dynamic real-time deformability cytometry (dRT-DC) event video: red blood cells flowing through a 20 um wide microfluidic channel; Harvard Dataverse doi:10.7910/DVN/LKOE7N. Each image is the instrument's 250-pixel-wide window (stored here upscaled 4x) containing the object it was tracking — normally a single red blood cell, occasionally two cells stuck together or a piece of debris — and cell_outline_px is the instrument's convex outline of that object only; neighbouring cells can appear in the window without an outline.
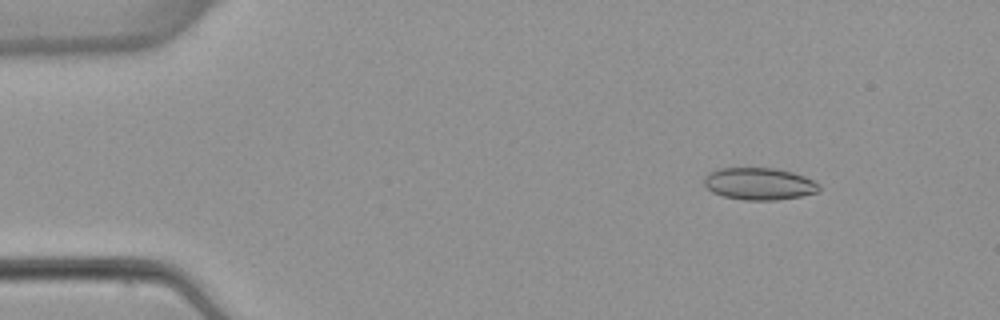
{"species": "common noctule bat (a hibernating species)", "species_latin": "Nyctalus noctula", "temperature_condition": "warm", "stored_images_in_passage": 5, "camera_frame_rate_fps": 3000, "um_per_image_px": 0.085, "animal": {"sex": "female", "body_mass_g": 22.7, "forearm_length_mm": 54.2}, "frame": {"image": 1, "passage_image": 2, "time_ms": 1.0, "image_size_px": [1000, 320], "cell_outline_px": [[820, 188], [816, 192], [800, 196], [776, 200], [744, 200], [724, 196], [712, 192], [704, 184], [704, 176], [716, 168], [776, 168], [792, 172], [804, 176], [820, 184]], "centroid_in_image_um": [64.51, 15.61], "position_along_channel_um": 20.5, "area_um2": 21.5}}
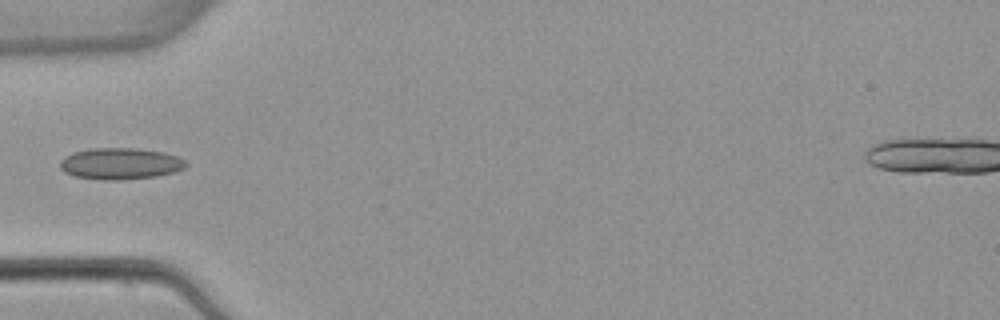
{"frame": {"image": 2, "passage_image": 5, "time_ms": 4.667, "image_size_px": [1000, 320], "cell_outline_px": [[188, 164], [184, 168], [172, 172], [156, 176], [116, 180], [100, 180], [76, 176], [64, 172], [60, 168], [60, 160], [64, 156], [72, 152], [92, 148], [136, 148], [164, 152], [176, 156], [184, 160]], "centroid_in_image_um": [10.19, 13.9], "position_along_channel_um": 74.8, "area_um2": 23.06}}